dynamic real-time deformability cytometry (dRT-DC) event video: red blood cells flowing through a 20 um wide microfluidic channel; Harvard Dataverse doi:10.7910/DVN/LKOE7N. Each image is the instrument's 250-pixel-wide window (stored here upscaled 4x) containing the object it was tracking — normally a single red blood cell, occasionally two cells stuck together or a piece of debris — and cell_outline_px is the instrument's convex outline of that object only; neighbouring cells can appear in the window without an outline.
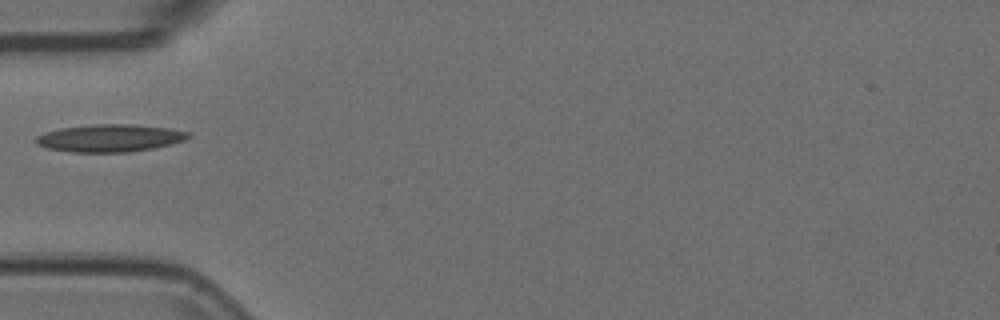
{"species": "Egyptian fruit bat (a non-hibernating species)", "species_latin": "Rousettus aegyptiacus", "temperature_condition": "room temperature", "stored_images_in_passage": 2, "camera_frame_rate_fps": 3000, "um_per_image_px": 0.085, "animal": {"sex": "female"}, "frame": {"image": 1, "passage_image": 1, "time_ms": 0.0, "image_size_px": [1000, 320], "cell_outline_px": [[192, 136], [184, 140], [172, 144], [152, 148], [128, 152], [72, 152], [48, 148], [36, 144], [36, 136], [44, 132], [60, 128], [96, 124], [132, 124], [168, 128], [188, 132]], "centroid_in_image_um": [9.33, 11.73], "position_along_channel_um": 75.7, "area_um2": 24.33}}
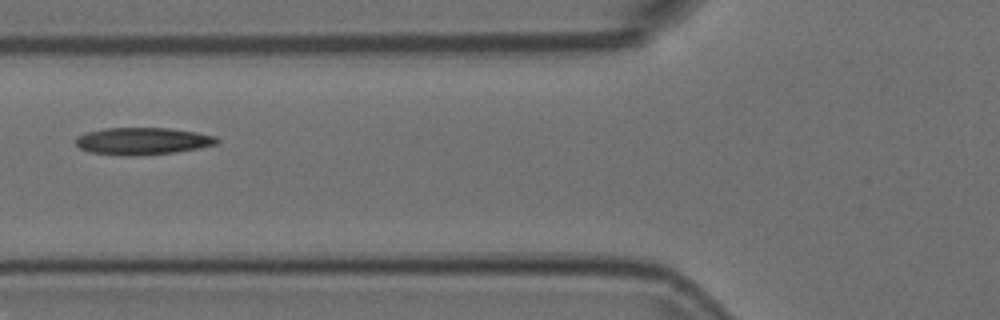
{"frame": {"image": 2, "passage_image": 2, "time_ms": 0.333, "image_size_px": [1000, 320], "cell_outline_px": [[220, 140], [216, 144], [196, 148], [172, 152], [132, 156], [124, 156], [92, 152], [80, 148], [76, 144], [76, 136], [84, 132], [104, 128], [168, 128], [196, 132], [216, 136]], "centroid_in_image_um": [12.08, 11.98], "position_along_channel_um": 113.7, "area_um2": 22.2}}